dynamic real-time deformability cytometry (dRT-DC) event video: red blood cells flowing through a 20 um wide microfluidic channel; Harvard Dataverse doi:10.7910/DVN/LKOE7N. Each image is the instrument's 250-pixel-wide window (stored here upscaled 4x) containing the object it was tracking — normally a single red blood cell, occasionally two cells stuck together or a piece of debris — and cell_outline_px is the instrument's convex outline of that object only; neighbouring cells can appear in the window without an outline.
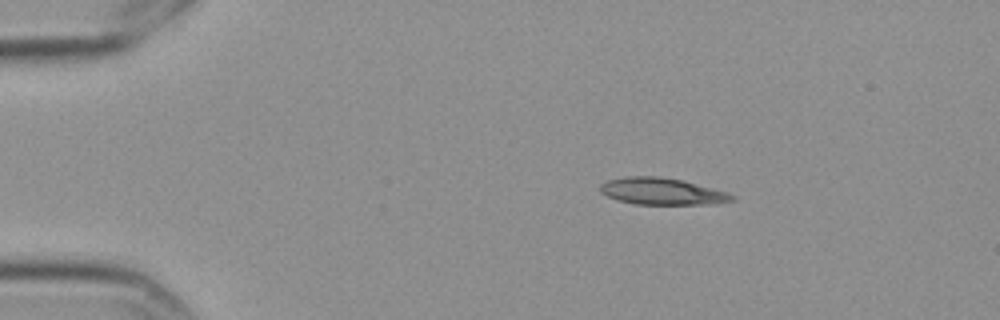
{"species": "Egyptian fruit bat (a non-hibernating species)", "species_latin": "Rousettus aegyptiacus", "temperature_condition": "cold", "stored_images_in_passage": 4, "camera_frame_rate_fps": 3000, "um_per_image_px": 0.085, "frame": {"image": 1, "passage_image": 2, "time_ms": 0.333, "image_size_px": [1000, 320], "cell_outline_px": [[736, 200], [708, 204], [636, 204], [616, 200], [600, 192], [600, 184], [608, 180], [624, 176], [656, 176], [680, 180], [728, 192], [736, 196]], "centroid_in_image_um": [56.25, 16.26], "position_along_channel_um": 28.8, "area_um2": 20.46}}